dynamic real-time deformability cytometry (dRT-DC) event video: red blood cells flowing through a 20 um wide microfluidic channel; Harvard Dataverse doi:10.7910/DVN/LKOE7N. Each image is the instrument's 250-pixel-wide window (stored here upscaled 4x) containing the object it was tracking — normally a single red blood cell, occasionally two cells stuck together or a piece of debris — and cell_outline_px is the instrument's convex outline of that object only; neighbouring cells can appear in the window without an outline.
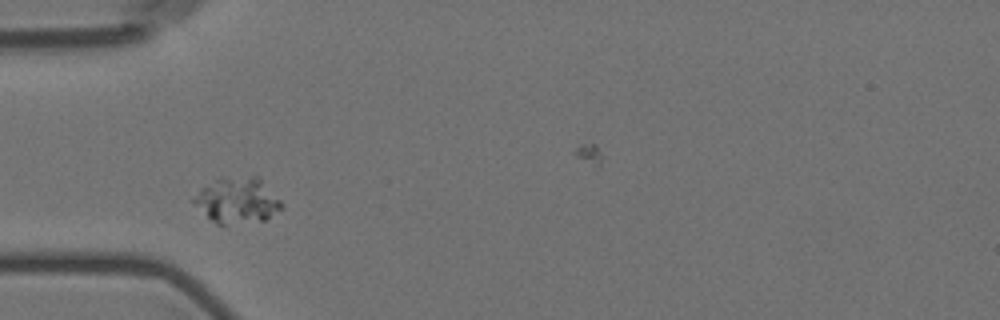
{"species": "Egyptian fruit bat (a non-hibernating species)", "species_latin": "Rousettus aegyptiacus", "temperature_condition": "room temperature", "stored_images_in_passage": 2, "camera_frame_rate_fps": 3000, "um_per_image_px": 0.085, "animal": {"sex": "female"}, "frame": {"image": 1, "passage_image": 1, "time_ms": 0.0, "image_size_px": [1000, 320], "cell_outline_px": [[284, 208], [264, 220], [224, 224], [216, 224], [192, 200], [192, 196], [200, 188], [220, 176], [260, 176], [284, 204]], "centroid_in_image_um": [20.2, 16.98], "position_along_channel_um": 64.8, "area_um2": 23.58}}
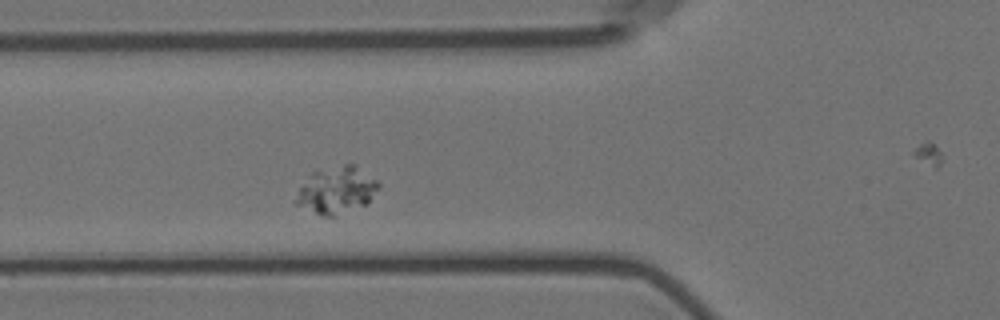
{"frame": {"image": 2, "passage_image": 2, "time_ms": 1.0, "image_size_px": [1000, 320], "cell_outline_px": [[380, 188], [368, 204], [336, 216], [324, 216], [292, 204], [300, 188], [312, 172], [344, 164], [356, 164], [376, 180], [380, 184]], "centroid_in_image_um": [28.63, 16.18], "position_along_channel_um": 97.2, "area_um2": 22.72}}